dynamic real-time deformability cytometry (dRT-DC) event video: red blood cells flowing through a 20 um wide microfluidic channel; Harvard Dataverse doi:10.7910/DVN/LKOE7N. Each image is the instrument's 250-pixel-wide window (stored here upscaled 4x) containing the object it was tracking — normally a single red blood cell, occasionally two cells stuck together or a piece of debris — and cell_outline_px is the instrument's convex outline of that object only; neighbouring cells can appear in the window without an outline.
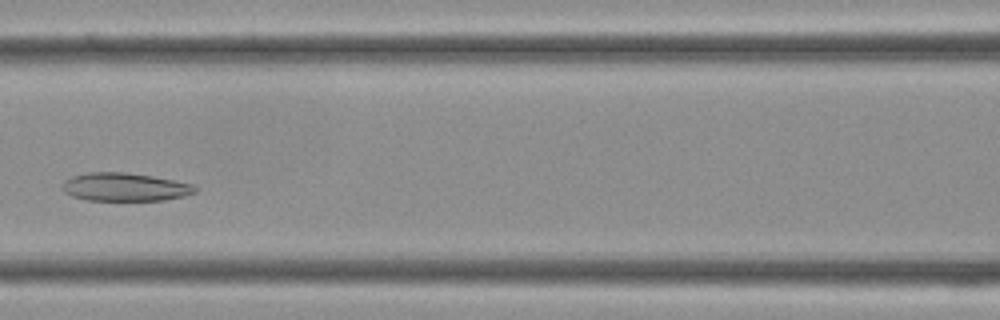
{"species": "Egyptian fruit bat (a non-hibernating species)", "species_latin": "Rousettus aegyptiacus", "temperature_condition": "cold", "stored_images_in_passage": 34, "camera_frame_rate_fps": 3000, "um_per_image_px": 0.085, "frame": {"image": 1, "passage_image": 12, "time_ms": 3.667, "image_size_px": [1000, 320], "cell_outline_px": [[200, 188], [196, 192], [184, 196], [164, 200], [88, 200], [72, 196], [64, 192], [60, 188], [60, 184], [64, 180], [72, 176], [88, 172], [124, 172], [152, 176], [192, 184]], "centroid_in_image_um": [10.58, 15.89], "position_along_channel_um": 156.0, "area_um2": 21.96}}
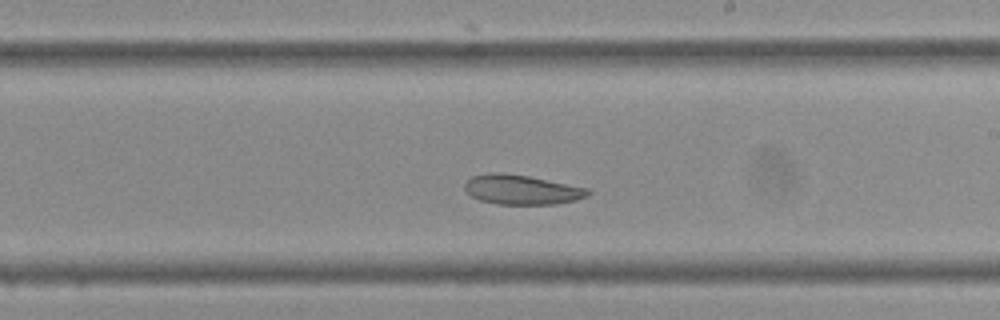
{"frame": {"image": 2, "passage_image": 17, "time_ms": 5.333, "image_size_px": [1000, 320], "cell_outline_px": [[592, 192], [588, 196], [576, 200], [556, 204], [496, 204], [480, 200], [472, 196], [464, 188], [464, 184], [472, 176], [488, 172], [504, 172], [528, 176], [588, 188]], "centroid_in_image_um": [44.35, 16.11], "position_along_channel_um": 244.7, "area_um2": 21.33}}
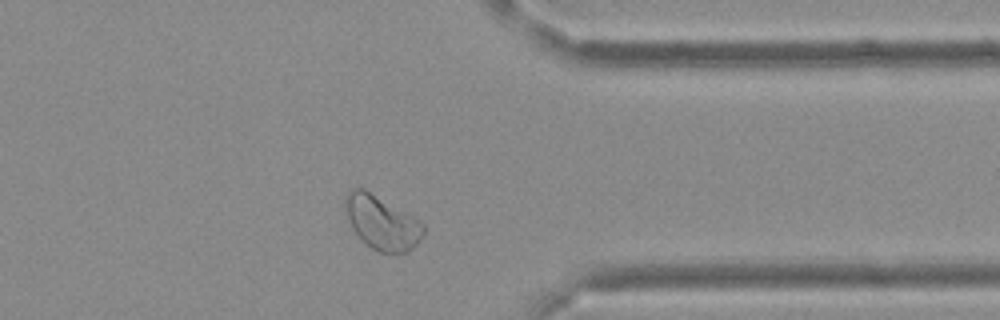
{"frame": {"image": 3, "passage_image": 25, "time_ms": 8.0, "image_size_px": [1000, 320], "cell_outline_px": [[424, 236], [408, 252], [380, 252], [372, 248], [360, 240], [356, 236], [348, 220], [344, 208], [344, 196], [352, 188], [364, 188], [424, 224]], "centroid_in_image_um": [32.4, 18.92], "position_along_channel_um": 379.0, "area_um2": 24.33}}